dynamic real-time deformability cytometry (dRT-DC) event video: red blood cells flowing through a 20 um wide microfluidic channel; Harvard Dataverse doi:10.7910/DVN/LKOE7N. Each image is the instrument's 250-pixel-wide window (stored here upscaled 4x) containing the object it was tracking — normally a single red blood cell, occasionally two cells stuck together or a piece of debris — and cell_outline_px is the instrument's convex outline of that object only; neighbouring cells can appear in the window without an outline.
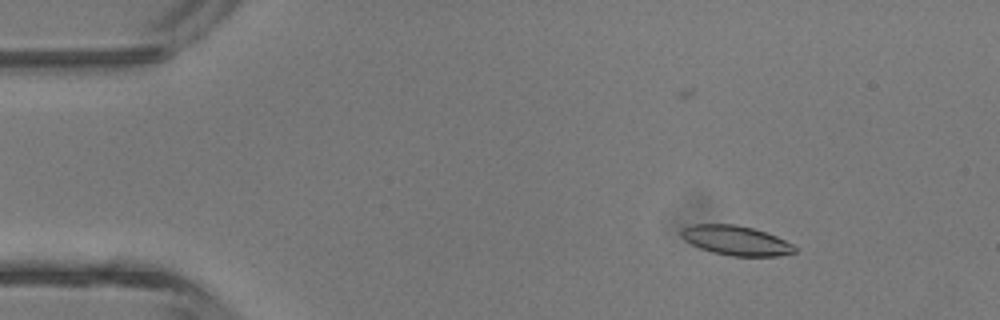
{"species": "common noctule bat (a hibernating species)", "species_latin": "Nyctalus noctula", "temperature_condition": "room temperature", "stored_images_in_passage": 2, "camera_frame_rate_fps": 3000, "um_per_image_px": 0.085, "animal": {"sex": "male", "body_mass_g": 13.3}, "frame": {"image": 1, "passage_image": 1, "time_ms": 0.0, "image_size_px": [1000, 320], "cell_outline_px": [[796, 252], [776, 256], [732, 256], [712, 252], [700, 248], [684, 240], [680, 236], [680, 232], [684, 228], [692, 224], [736, 224], [752, 228], [776, 236], [792, 244], [796, 248]], "centroid_in_image_um": [62.53, 20.44], "position_along_channel_um": 22.5, "area_um2": 19.42}}